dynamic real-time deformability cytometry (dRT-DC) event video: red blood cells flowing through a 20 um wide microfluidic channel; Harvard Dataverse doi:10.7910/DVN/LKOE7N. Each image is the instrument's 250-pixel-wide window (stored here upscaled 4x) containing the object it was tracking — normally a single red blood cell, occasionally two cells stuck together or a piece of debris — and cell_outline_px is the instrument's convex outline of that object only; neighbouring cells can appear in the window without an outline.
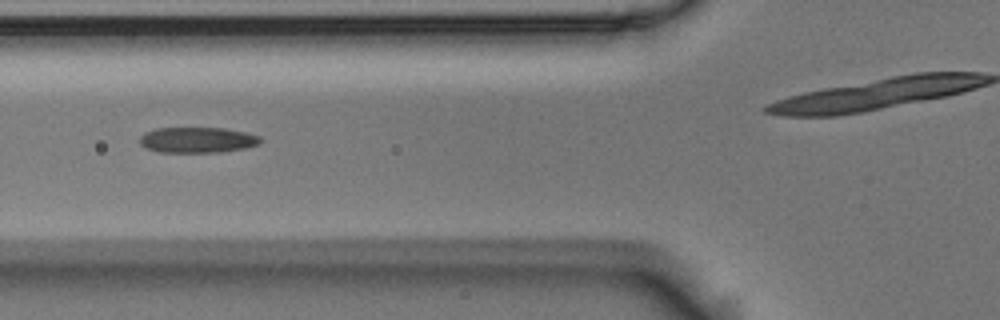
{"species": "Egyptian fruit bat (a non-hibernating species)", "species_latin": "Rousettus aegyptiacus", "temperature_condition": "room temperature", "stored_images_in_passage": 4, "camera_frame_rate_fps": 3000, "um_per_image_px": 0.085, "animal": {"sex": "male"}, "frame": {"image": 1, "passage_image": 2, "time_ms": 0.333, "image_size_px": [1000, 320], "cell_outline_px": [[264, 140], [260, 144], [244, 148], [224, 152], [156, 152], [140, 144], [140, 136], [144, 132], [156, 128], [224, 128], [244, 132], [260, 136]], "centroid_in_image_um": [16.8, 11.9], "position_along_channel_um": 109.0, "area_um2": 18.15}}